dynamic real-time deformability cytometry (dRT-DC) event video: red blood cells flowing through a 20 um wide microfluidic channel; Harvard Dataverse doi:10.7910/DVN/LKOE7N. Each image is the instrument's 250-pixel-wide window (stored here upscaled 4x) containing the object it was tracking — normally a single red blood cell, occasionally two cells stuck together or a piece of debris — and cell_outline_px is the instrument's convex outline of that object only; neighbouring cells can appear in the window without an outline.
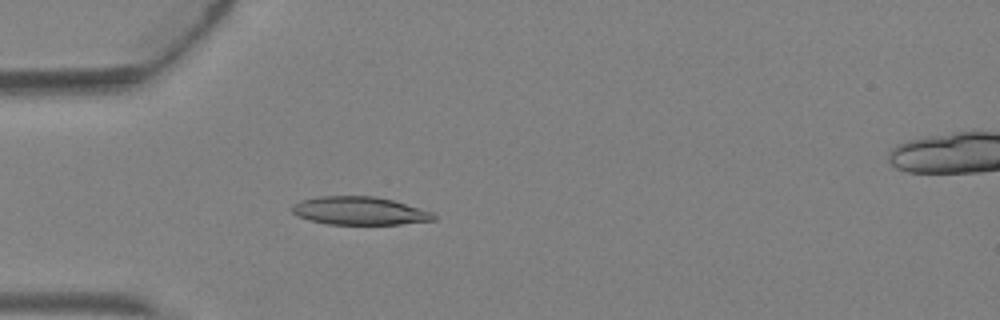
{"species": "Egyptian fruit bat (a non-hibernating species)", "species_latin": "Rousettus aegyptiacus", "temperature_condition": "warm", "stored_images_in_passage": 4, "camera_frame_rate_fps": 3000, "um_per_image_px": 0.085, "animal": {"sex": "female"}, "frame": {"image": 1, "passage_image": 3, "time_ms": 0.667, "image_size_px": [1000, 320], "cell_outline_px": [[436, 220], [400, 224], [328, 224], [296, 216], [292, 212], [292, 204], [300, 200], [320, 196], [376, 196], [392, 200], [420, 208], [432, 212], [436, 216]], "centroid_in_image_um": [30.55, 17.91], "position_along_channel_um": 54.5, "area_um2": 23.18}}